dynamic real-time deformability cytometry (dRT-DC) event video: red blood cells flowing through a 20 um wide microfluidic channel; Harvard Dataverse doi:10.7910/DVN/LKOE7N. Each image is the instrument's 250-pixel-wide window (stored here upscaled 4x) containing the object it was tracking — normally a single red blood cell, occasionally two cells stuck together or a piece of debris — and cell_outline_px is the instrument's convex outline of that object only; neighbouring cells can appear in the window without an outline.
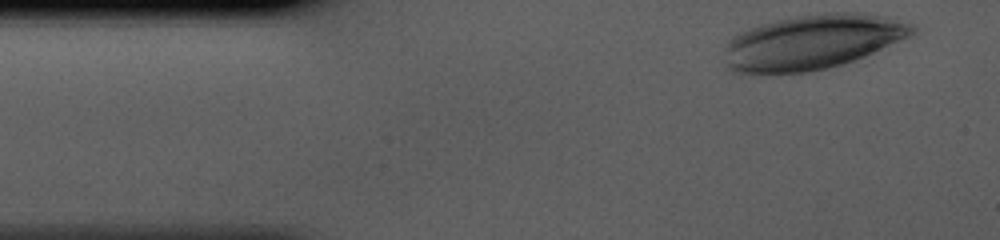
{"species": "human", "species_latin": "Homo sapiens", "temperature_condition": "cold", "stored_images_in_passage": 34, "camera_frame_rate_fps": 3000, "um_per_image_px": 0.085, "donor": {"sex": "male"}, "frame": {"image": 1, "passage_image": 1, "time_ms": 0.0, "image_size_px": [1000, 240], "cell_outline_px": [[916, 32], [912, 36], [864, 56], [828, 68], [808, 72], [736, 72], [728, 68], [728, 40], [732, 36], [748, 28], [760, 24], [776, 20], [796, 16], [824, 12], [860, 12], [884, 16], [912, 24], [916, 28]], "centroid_in_image_um": [69.12, 3.54], "position_along_channel_um": 15.9, "area_um2": 59.3}}
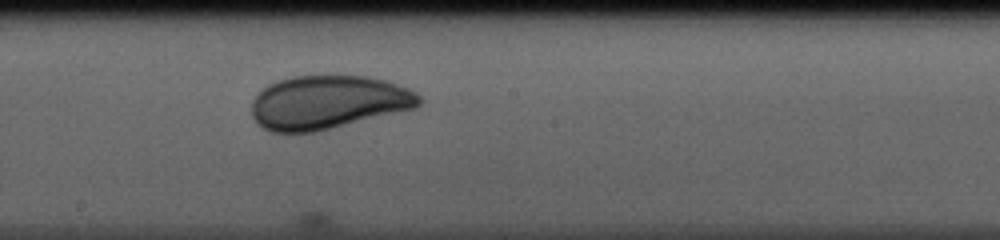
{"frame": {"image": 2, "passage_image": 20, "time_ms": 6.333, "image_size_px": [1000, 240], "cell_outline_px": [[420, 104], [416, 108], [316, 132], [272, 132], [256, 124], [252, 116], [252, 100], [256, 92], [268, 84], [276, 80], [292, 76], [368, 76], [388, 80], [408, 88], [416, 92], [420, 96]], "centroid_in_image_um": [27.86, 8.69], "position_along_channel_um": 220.3, "area_um2": 52.77}}
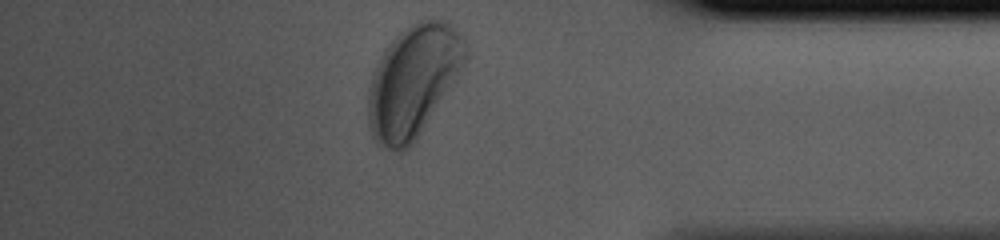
{"frame": {"image": 3, "passage_image": 34, "time_ms": 11.0, "image_size_px": [1000, 240], "cell_outline_px": [[468, 56], [464, 64], [412, 144], [408, 148], [400, 152], [396, 152], [376, 144], [368, 128], [368, 88], [372, 76], [380, 56], [388, 44], [400, 32], [424, 16], [432, 16], [448, 20], [468, 44]], "centroid_in_image_um": [35.11, 6.83], "position_along_channel_um": 400.1, "area_um2": 63.18}}